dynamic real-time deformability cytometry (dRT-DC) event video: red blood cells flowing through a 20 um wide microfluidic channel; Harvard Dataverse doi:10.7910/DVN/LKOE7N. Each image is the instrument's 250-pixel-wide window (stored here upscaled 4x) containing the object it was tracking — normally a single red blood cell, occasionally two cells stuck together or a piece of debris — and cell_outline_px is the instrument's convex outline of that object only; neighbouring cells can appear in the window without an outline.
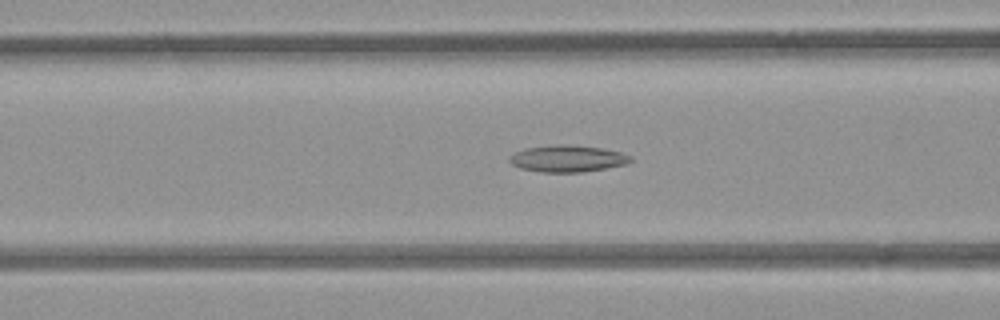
{"species": "common noctule bat (a hibernating species)", "species_latin": "Nyctalus noctula", "temperature_condition": "room temperature", "stored_images_in_passage": 30, "camera_frame_rate_fps": 3000, "um_per_image_px": 0.085, "animal": {"sex": "female", "body_mass_g": 21.9}, "frame": {"image": 1, "passage_image": 9, "time_ms": 2.667, "image_size_px": [1000, 320], "cell_outline_px": [[632, 160], [624, 164], [604, 168], [580, 172], [540, 172], [520, 168], [512, 164], [508, 160], [508, 156], [524, 148], [560, 144], [600, 148], [620, 152], [632, 156]], "centroid_in_image_um": [48.18, 13.48], "position_along_channel_um": 118.4, "area_um2": 18.61}}
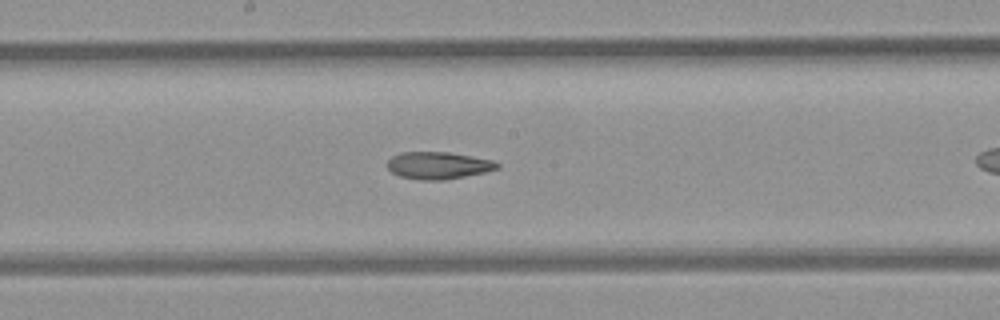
{"frame": {"image": 2, "passage_image": 16, "time_ms": 5.0, "image_size_px": [1000, 320], "cell_outline_px": [[500, 164], [496, 168], [484, 172], [444, 180], [420, 180], [400, 176], [392, 172], [388, 168], [388, 160], [392, 156], [400, 152], [448, 152], [492, 160]], "centroid_in_image_um": [37.21, 14.06], "position_along_channel_um": 211.0, "area_um2": 17.17}}
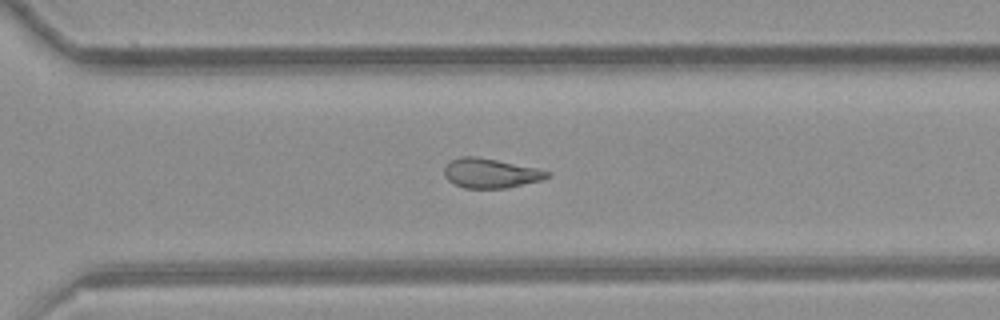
{"frame": {"image": 3, "passage_image": 25, "time_ms": 8.0, "image_size_px": [1000, 320], "cell_outline_px": [[552, 176], [540, 180], [508, 188], [464, 188], [448, 180], [444, 176], [444, 168], [452, 160], [460, 156], [476, 156], [536, 168], [552, 172]], "centroid_in_image_um": [41.71, 14.72], "position_along_channel_um": 328.9, "area_um2": 17.63}}